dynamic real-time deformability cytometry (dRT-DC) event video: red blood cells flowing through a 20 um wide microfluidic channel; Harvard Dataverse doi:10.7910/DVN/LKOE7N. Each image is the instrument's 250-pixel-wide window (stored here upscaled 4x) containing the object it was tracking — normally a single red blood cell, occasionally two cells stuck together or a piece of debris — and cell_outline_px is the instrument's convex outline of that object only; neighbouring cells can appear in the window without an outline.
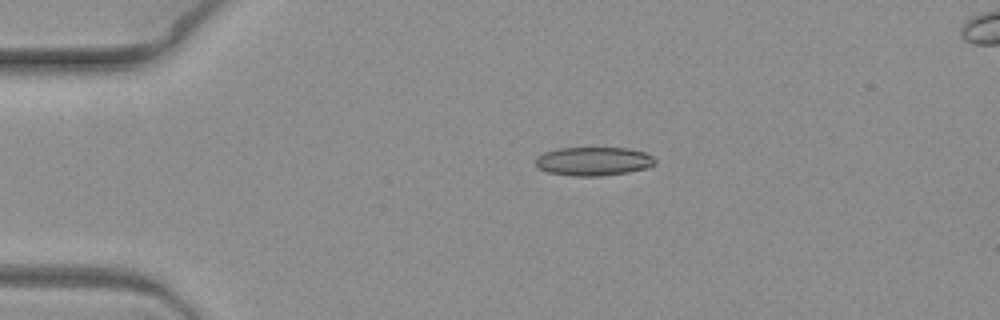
{"species": "common noctule bat (a hibernating species)", "species_latin": "Nyctalus noctula", "temperature_condition": "warm", "stored_images_in_passage": 3, "camera_frame_rate_fps": 3000, "um_per_image_px": 0.085, "animal": {"sex": "female", "body_mass_g": 19.3, "forearm_length_mm": 54.1}, "frame": {"image": 1, "passage_image": 1, "time_ms": 0.0, "image_size_px": [1000, 320], "cell_outline_px": [[656, 164], [648, 168], [628, 172], [600, 176], [572, 176], [548, 172], [540, 168], [536, 164], [536, 156], [544, 152], [556, 148], [628, 148], [644, 152], [652, 156], [656, 160]], "centroid_in_image_um": [50.46, 13.71], "position_along_channel_um": 34.5, "area_um2": 20.06}}